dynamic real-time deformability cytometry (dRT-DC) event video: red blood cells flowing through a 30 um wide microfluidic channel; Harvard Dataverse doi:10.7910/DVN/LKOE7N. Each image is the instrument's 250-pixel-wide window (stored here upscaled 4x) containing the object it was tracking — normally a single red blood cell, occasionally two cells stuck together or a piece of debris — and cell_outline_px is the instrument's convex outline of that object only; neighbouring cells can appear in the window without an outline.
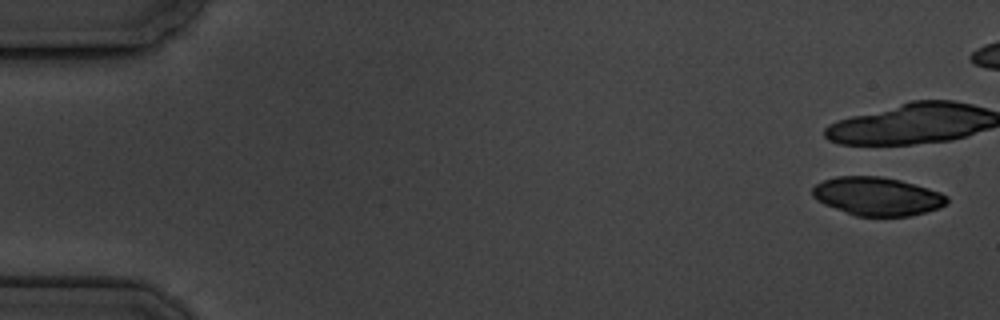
{"species": "common noctule bat (a hibernating species)", "species_latin": "Nyctalus noctula", "temperature_condition": "cold", "stored_images_in_passage": 7, "camera_frame_rate_fps": 3000, "um_per_image_px": 0.085, "animal": {"sex": "male", "body_mass_g": 19.5, "forearm_length_mm": 54.6}, "frame": {"image": 1, "passage_image": 1, "time_ms": 0.0, "image_size_px": [1000, 320], "cell_outline_px": [[948, 204], [940, 208], [908, 216], [856, 216], [824, 204], [816, 200], [812, 196], [812, 188], [816, 184], [824, 180], [836, 176], [880, 176], [900, 180], [928, 188], [940, 192], [948, 196]], "centroid_in_image_um": [74.57, 16.68], "position_along_channel_um": 10.4, "area_um2": 30.11}}
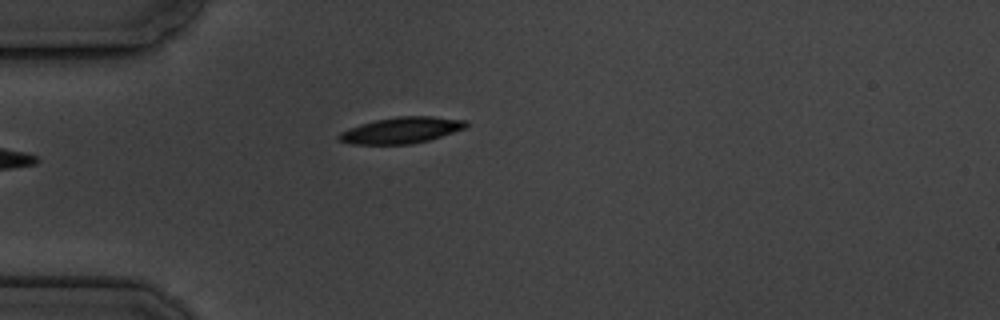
{"frame": {"image": 2, "passage_image": 7, "time_ms": 7.0, "image_size_px": [1000, 320], "cell_outline_px": [[468, 124], [464, 128], [428, 140], [412, 144], [352, 144], [340, 140], [336, 136], [340, 132], [348, 128], [360, 124], [376, 120], [396, 116], [432, 116], [468, 120]], "centroid_in_image_um": [34.1, 11.06], "position_along_channel_um": 50.9, "area_um2": 19.31}}